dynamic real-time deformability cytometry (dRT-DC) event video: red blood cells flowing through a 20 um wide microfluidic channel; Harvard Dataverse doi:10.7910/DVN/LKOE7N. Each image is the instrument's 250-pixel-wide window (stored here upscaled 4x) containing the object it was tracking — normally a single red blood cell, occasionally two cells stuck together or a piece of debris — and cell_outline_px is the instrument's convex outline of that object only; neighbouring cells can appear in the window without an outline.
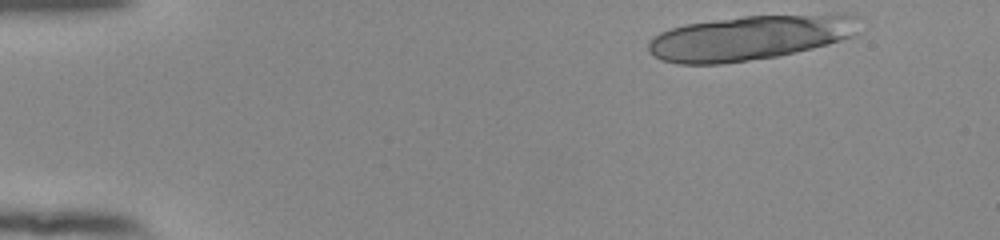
{"species": "human", "species_latin": "Homo sapiens", "temperature_condition": "room temperature", "stored_images_in_passage": 15, "camera_frame_rate_fps": 3000, "um_per_image_px": 0.085, "donor": {"sex": "female"}, "frame": {"image": 1, "passage_image": 1, "time_ms": 0.0, "image_size_px": [1000, 240], "cell_outline_px": [[856, 32], [852, 36], [828, 44], [812, 48], [776, 56], [720, 64], [680, 64], [660, 60], [648, 52], [648, 44], [660, 32], [684, 24], [712, 20], [744, 16], [844, 12], [852, 12], [856, 16]], "centroid_in_image_um": [63.76, 3.18], "position_along_channel_um": 21.2, "area_um2": 55.37}}